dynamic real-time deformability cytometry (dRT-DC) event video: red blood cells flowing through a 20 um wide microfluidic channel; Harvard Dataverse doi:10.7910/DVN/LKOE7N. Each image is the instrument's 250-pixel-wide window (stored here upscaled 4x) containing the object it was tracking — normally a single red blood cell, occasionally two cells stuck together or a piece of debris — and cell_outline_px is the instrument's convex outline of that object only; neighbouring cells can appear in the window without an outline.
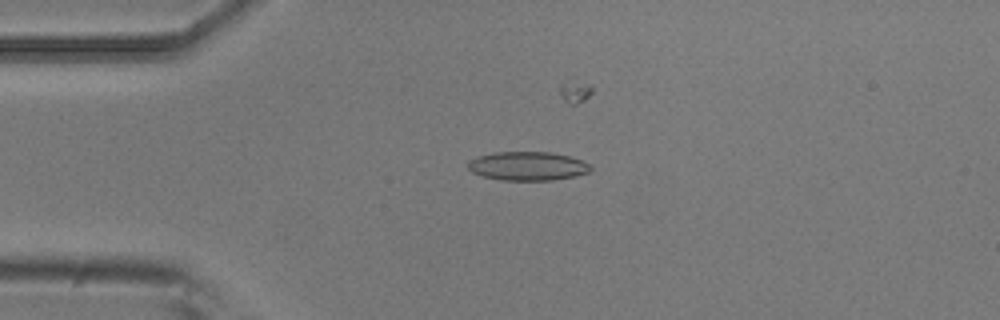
{"species": "common noctule bat (a hibernating species)", "species_latin": "Nyctalus noctula", "temperature_condition": "room temperature", "stored_images_in_passage": 9, "camera_frame_rate_fps": 3000, "um_per_image_px": 0.085, "animal": {"sex": "male", "body_mass_g": 20.5, "forearm_length_mm": 52.5}, "frame": {"image": 1, "passage_image": 3, "time_ms": 0.667, "image_size_px": [1000, 320], "cell_outline_px": [[592, 168], [588, 172], [576, 176], [552, 180], [500, 180], [480, 176], [472, 172], [468, 168], [468, 160], [480, 156], [496, 152], [548, 152], [568, 156], [580, 160], [588, 164]], "centroid_in_image_um": [44.81, 14.12], "position_along_channel_um": 40.2, "area_um2": 20.46}}
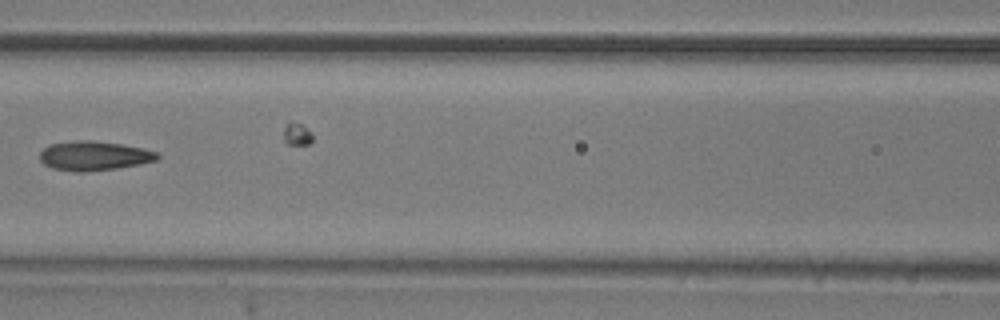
{"frame": {"image": 2, "passage_image": 6, "time_ms": 1.667, "image_size_px": [1000, 320], "cell_outline_px": [[160, 156], [156, 160], [140, 164], [116, 168], [84, 172], [76, 172], [52, 168], [44, 164], [40, 160], [40, 152], [44, 148], [52, 144], [84, 140], [92, 140], [120, 144], [144, 148], [156, 152]], "centroid_in_image_um": [8.0, 13.25], "position_along_channel_um": 158.6, "area_um2": 19.88}}